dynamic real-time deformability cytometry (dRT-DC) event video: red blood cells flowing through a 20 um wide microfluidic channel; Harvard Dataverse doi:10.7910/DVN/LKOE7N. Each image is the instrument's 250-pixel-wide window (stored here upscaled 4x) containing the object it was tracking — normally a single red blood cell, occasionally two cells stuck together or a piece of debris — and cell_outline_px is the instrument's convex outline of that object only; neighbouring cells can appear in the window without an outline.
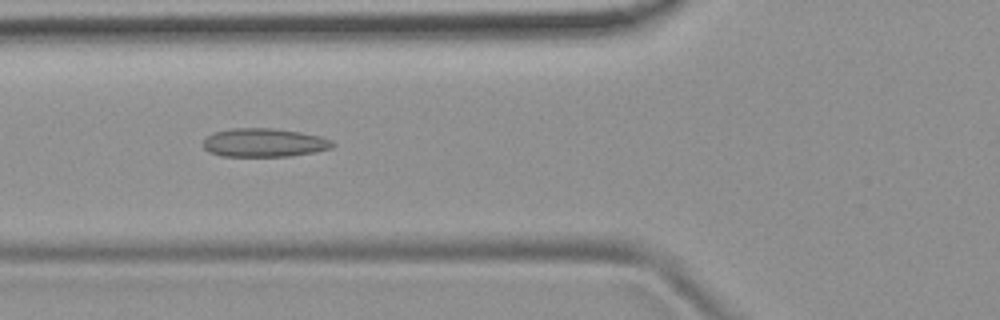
{"species": "common noctule bat (a hibernating species)", "species_latin": "Nyctalus noctula", "temperature_condition": "room temperature", "stored_images_in_passage": 38, "camera_frame_rate_fps": 3000, "um_per_image_px": 0.085, "animal": {"sex": "female", "body_mass_g": 19.9}, "frame": {"image": 1, "passage_image": 5, "time_ms": 1.333, "image_size_px": [1000, 320], "cell_outline_px": [[336, 144], [332, 148], [292, 156], [220, 156], [208, 152], [204, 148], [204, 140], [212, 132], [232, 128], [272, 128], [300, 132], [320, 136], [332, 140]], "centroid_in_image_um": [22.44, 12.12], "position_along_channel_um": 103.4, "area_um2": 21.62}}
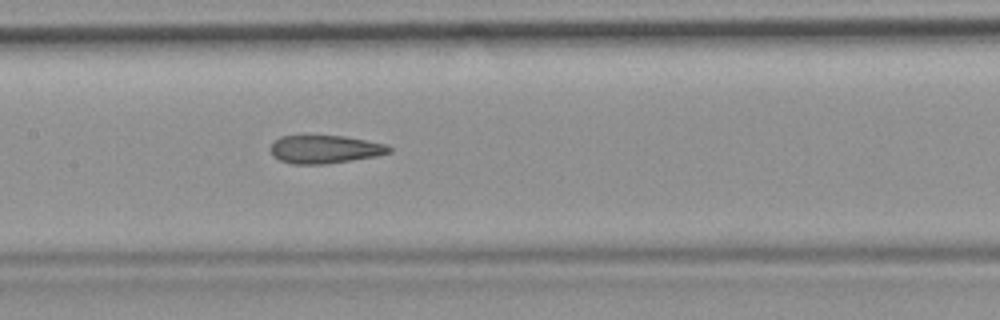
{"frame": {"image": 2, "passage_image": 11, "time_ms": 3.333, "image_size_px": [1000, 320], "cell_outline_px": [[392, 152], [376, 156], [328, 164], [292, 164], [280, 160], [272, 156], [268, 148], [272, 140], [280, 136], [344, 136], [388, 144], [392, 148]], "centroid_in_image_um": [27.58, 12.69], "position_along_channel_um": 179.8, "area_um2": 19.77}}
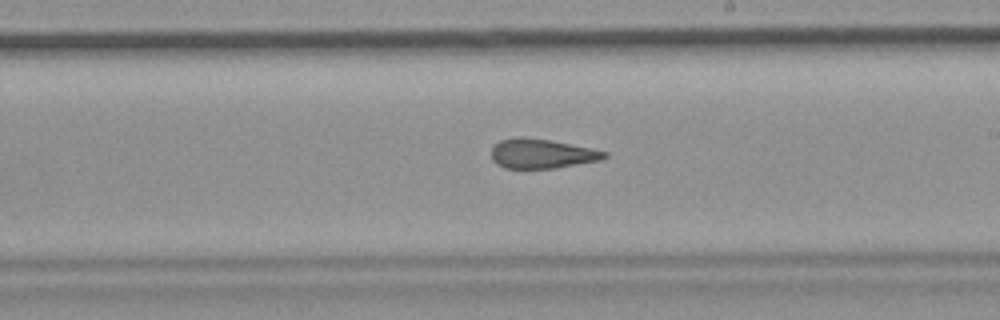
{"frame": {"image": 3, "passage_image": 16, "time_ms": 5.0, "image_size_px": [1000, 320], "cell_outline_px": [[608, 156], [604, 160], [556, 168], [504, 168], [496, 164], [492, 160], [492, 148], [500, 140], [520, 136], [524, 136], [552, 140], [592, 148], [608, 152]], "centroid_in_image_um": [46.09, 13.06], "position_along_channel_um": 242.9, "area_um2": 19.77}, "authors_computed_cell_mechanics": {"area_um2": 20.3456, "velocity_mm_per_s": 3.815, "shape_relaxation_time_tau1_ms": null, "shape_relaxation_time_tau2_ms": 2.3077, "deformation_change_tau1": null, "deformation_change_tau2": 0.1109}}